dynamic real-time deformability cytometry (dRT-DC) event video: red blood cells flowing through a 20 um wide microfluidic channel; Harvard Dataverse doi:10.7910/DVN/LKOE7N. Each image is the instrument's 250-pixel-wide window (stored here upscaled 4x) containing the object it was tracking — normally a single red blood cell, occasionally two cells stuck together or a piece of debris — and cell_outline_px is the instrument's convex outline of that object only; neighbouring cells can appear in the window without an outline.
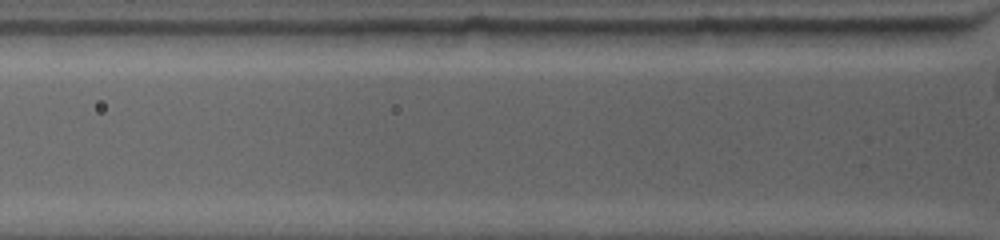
{"species": "common noctule bat (a hibernating species)", "species_latin": "Nyctalus noctula", "temperature_condition": "warm", "stored_images_in_passage": 2, "camera_frame_rate_fps": 4500, "um_per_image_px": 0.085, "animal": {"sex": "female", "body_mass_g": 19.0, "forearm_length_mm": 53.3}, "frame": {"image": 1, "passage_image": 2, "time_ms": 0.222, "image_size_px": [1000, 240], "cell_outline_px": [[956, 36], [932, 44], [812, 44], [808, 28], [952, 28], [956, 32]], "centroid_in_image_um": [74.8, 3.04], "position_along_channel_um": 51.0, "area_um2": 16.13}}